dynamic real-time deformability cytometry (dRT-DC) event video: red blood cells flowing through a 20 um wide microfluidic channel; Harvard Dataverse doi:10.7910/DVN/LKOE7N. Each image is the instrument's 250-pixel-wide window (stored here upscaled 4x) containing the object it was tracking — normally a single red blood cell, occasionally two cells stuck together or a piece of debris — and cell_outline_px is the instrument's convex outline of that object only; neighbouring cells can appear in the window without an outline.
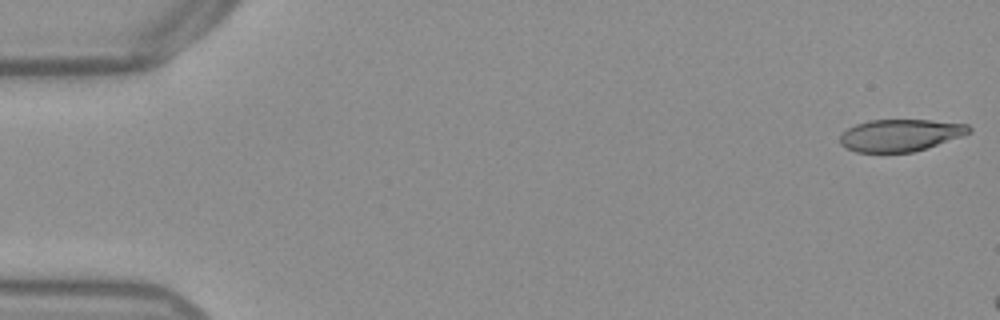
{"species": "Egyptian fruit bat (a non-hibernating species)", "species_latin": "Rousettus aegyptiacus", "temperature_condition": "warm", "stored_images_in_passage": 9, "camera_frame_rate_fps": 3000, "um_per_image_px": 0.085, "frame": {"image": 1, "passage_image": 1, "time_ms": 0.0, "image_size_px": [1000, 320], "cell_outline_px": [[972, 132], [912, 152], [856, 152], [840, 144], [840, 132], [856, 124], [868, 120], [932, 120], [968, 124], [972, 128]], "centroid_in_image_um": [76.49, 11.48], "position_along_channel_um": 8.5, "area_um2": 23.93}}